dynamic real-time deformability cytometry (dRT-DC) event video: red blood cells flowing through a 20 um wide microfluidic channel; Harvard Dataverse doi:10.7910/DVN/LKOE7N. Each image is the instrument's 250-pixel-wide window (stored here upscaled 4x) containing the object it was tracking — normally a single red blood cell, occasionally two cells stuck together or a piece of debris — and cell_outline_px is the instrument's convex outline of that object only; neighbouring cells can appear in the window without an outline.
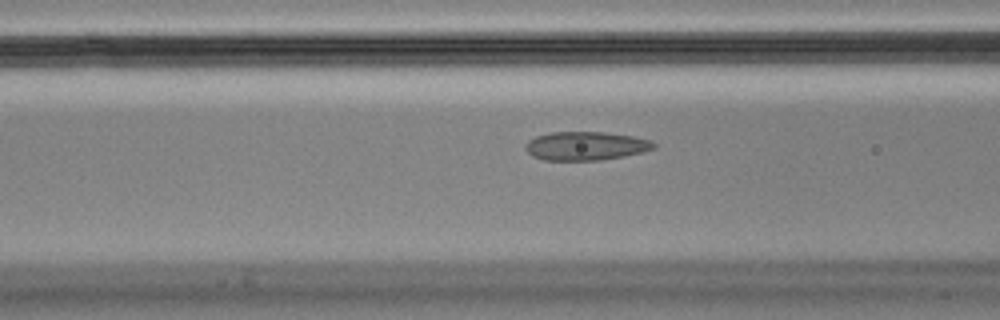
{"species": "Egyptian fruit bat (a non-hibernating species)", "species_latin": "Rousettus aegyptiacus", "temperature_condition": "cold", "stored_images_in_passage": 37, "camera_frame_rate_fps": 3000, "um_per_image_px": 0.085, "animal": {"sex": "male"}, "frame": {"image": 1, "passage_image": 8, "time_ms": 2.333, "image_size_px": [1000, 320], "cell_outline_px": [[656, 148], [644, 152], [624, 156], [600, 160], [544, 160], [532, 156], [524, 148], [524, 144], [528, 140], [536, 136], [552, 132], [604, 132], [632, 136], [652, 140], [656, 144]], "centroid_in_image_um": [49.8, 12.4], "position_along_channel_um": 116.8, "area_um2": 21.56}}
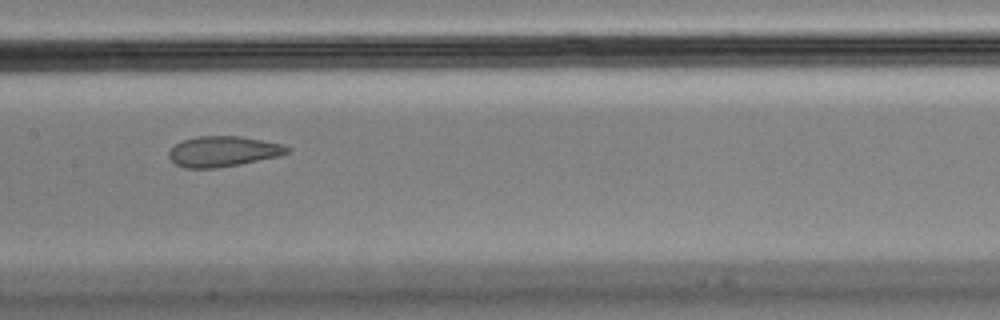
{"frame": {"image": 2, "passage_image": 14, "time_ms": 4.333, "image_size_px": [1000, 320], "cell_outline_px": [[292, 152], [280, 156], [240, 164], [216, 168], [184, 168], [176, 164], [168, 156], [168, 152], [176, 144], [184, 140], [196, 136], [240, 136], [280, 144], [292, 148]], "centroid_in_image_um": [18.99, 12.87], "position_along_channel_um": 188.4, "area_um2": 20.98}}
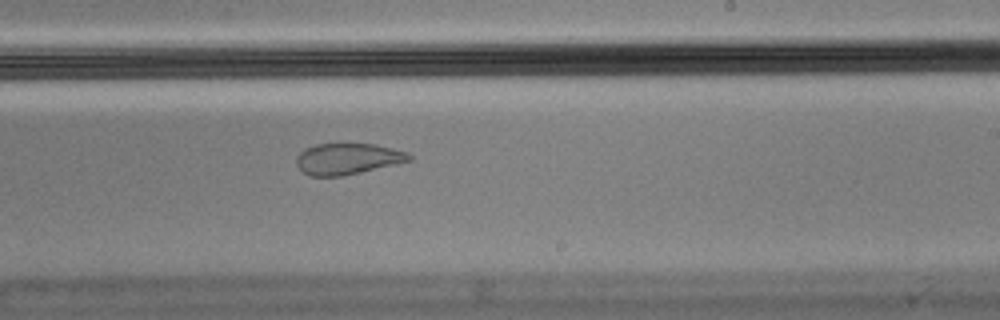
{"frame": {"image": 3, "passage_image": 20, "time_ms": 6.333, "image_size_px": [1000, 320], "cell_outline_px": [[412, 160], [396, 164], [344, 176], [312, 176], [304, 172], [296, 164], [296, 156], [304, 148], [316, 144], [376, 144], [408, 152], [412, 156]], "centroid_in_image_um": [29.55, 13.5], "position_along_channel_um": 259.4, "area_um2": 20.52}, "authors_computed_cell_mechanics": {"area_um2": 21.8484, "velocity_mm_per_s": 3.562, "shape_relaxation_time_tau1_ms": null, "shape_relaxation_time_tau2_ms": 1.1692, "deformation_change_tau1": null, "deformation_change_tau2": 0.0505}}